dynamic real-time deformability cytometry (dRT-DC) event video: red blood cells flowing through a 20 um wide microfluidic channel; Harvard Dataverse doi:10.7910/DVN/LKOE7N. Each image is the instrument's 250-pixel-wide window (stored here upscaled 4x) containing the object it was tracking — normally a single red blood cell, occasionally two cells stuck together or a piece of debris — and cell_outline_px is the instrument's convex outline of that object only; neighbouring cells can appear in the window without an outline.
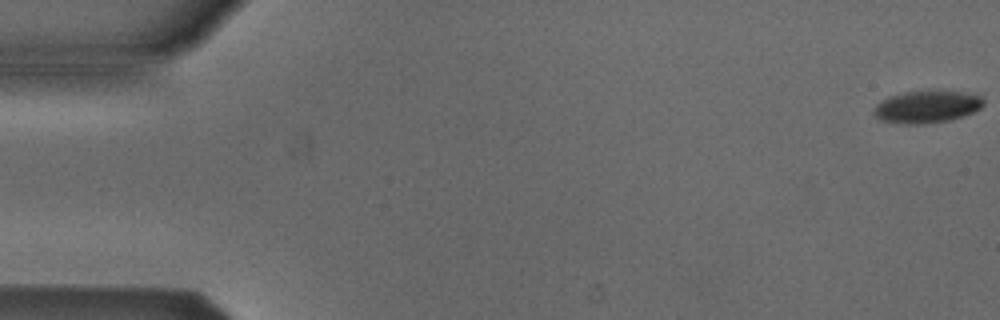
{"species": "Egyptian fruit bat (a non-hibernating species)", "species_latin": "Rousettus aegyptiacus", "temperature_condition": "cold", "stored_images_in_passage": 4, "camera_frame_rate_fps": 3000, "um_per_image_px": 0.085, "animal": {"sex": "male"}, "frame": {"image": 1, "passage_image": 1, "time_ms": 0.0, "image_size_px": [1000, 320], "cell_outline_px": [[984, 104], [980, 108], [964, 116], [952, 120], [920, 124], [904, 124], [880, 120], [876, 116], [876, 104], [892, 96], [908, 92], [960, 92], [980, 96], [984, 100]], "centroid_in_image_um": [78.82, 9.11], "position_along_channel_um": 6.2, "area_um2": 19.94}}